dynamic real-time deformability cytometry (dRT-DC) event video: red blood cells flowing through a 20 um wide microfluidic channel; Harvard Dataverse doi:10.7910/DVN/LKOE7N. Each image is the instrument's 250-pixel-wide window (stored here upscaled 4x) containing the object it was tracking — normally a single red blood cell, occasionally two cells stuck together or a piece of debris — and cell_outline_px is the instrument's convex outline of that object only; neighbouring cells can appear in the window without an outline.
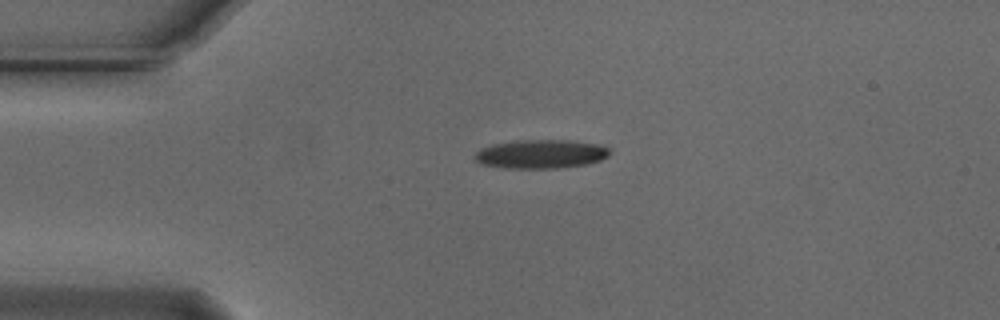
{"species": "Egyptian fruit bat (a non-hibernating species)", "species_latin": "Rousettus aegyptiacus", "temperature_condition": "cold", "stored_images_in_passage": 43, "camera_frame_rate_fps": 3000, "um_per_image_px": 0.085, "animal": {"sex": "male"}, "frame": {"image": 1, "passage_image": 1, "time_ms": 0.0, "image_size_px": [1000, 320], "cell_outline_px": [[612, 152], [608, 156], [600, 160], [588, 164], [560, 168], [504, 168], [480, 164], [472, 156], [480, 148], [492, 144], [516, 140], [572, 140], [600, 144], [608, 148]], "centroid_in_image_um": [45.97, 13.09], "position_along_channel_um": 39.0, "area_um2": 23.0}}
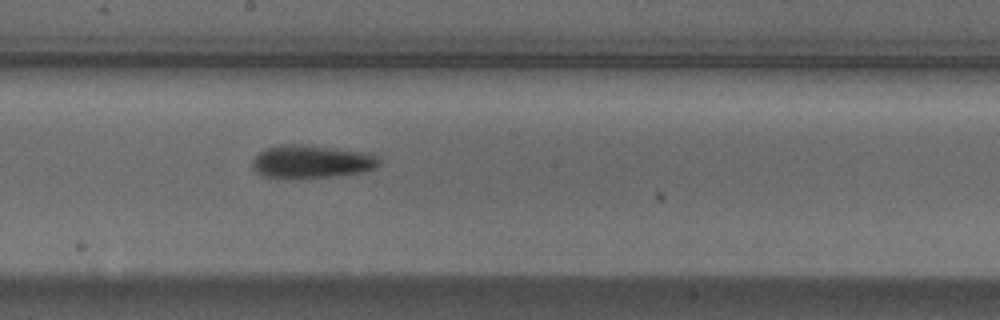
{"frame": {"image": 2, "passage_image": 18, "time_ms": 5.667, "image_size_px": [1000, 320], "cell_outline_px": [[380, 164], [376, 168], [360, 172], [340, 176], [260, 176], [252, 168], [252, 160], [264, 148], [280, 144], [304, 144], [360, 152], [372, 156], [380, 160]], "centroid_in_image_um": [26.42, 13.71], "position_along_channel_um": 221.8, "area_um2": 23.7}}
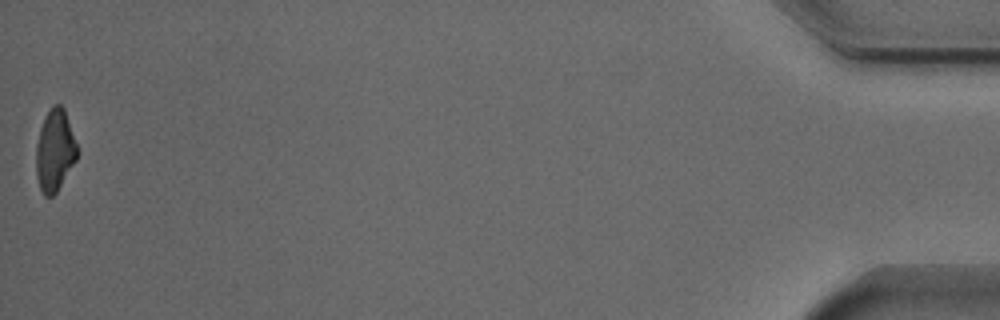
{"frame": {"image": 3, "passage_image": 43, "time_ms": 14.0, "image_size_px": [1000, 320], "cell_outline_px": [[76, 160], [56, 192], [52, 196], [44, 196], [40, 188], [36, 176], [36, 144], [40, 128], [44, 116], [52, 104], [60, 104], [64, 108], [76, 144]], "centroid_in_image_um": [4.63, 12.77], "position_along_channel_um": 430.6, "area_um2": 19.36}, "authors_computed_cell_mechanics": {"area_um2": 22.0218, "velocity_mm_per_s": 3.7391, "shape_relaxation_time_tau1_ms": 4.3169, "shape_relaxation_time_tau2_ms": null, "deformation_change_tau1": 0.1207, "deformation_change_tau2": null}}